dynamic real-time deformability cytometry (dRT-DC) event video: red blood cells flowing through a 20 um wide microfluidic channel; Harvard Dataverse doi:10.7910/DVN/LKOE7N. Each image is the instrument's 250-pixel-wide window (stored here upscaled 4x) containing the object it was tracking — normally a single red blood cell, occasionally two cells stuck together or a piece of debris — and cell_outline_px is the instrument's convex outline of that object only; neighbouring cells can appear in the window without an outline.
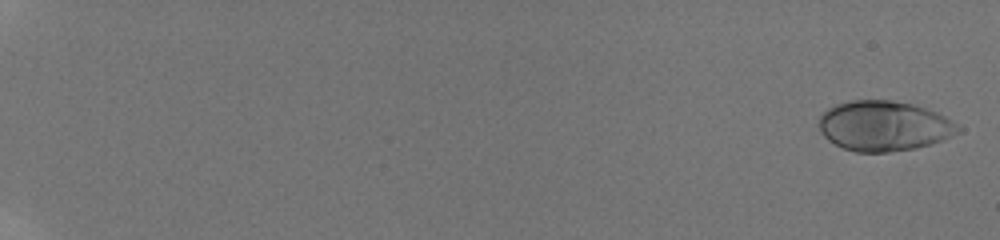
{"species": "human", "species_latin": "Homo sapiens", "temperature_condition": "room temperature", "stored_images_in_passage": 31, "camera_frame_rate_fps": 3000, "um_per_image_px": 0.085, "donor": {"sex": "male"}, "frame": {"image": 1, "passage_image": 1, "time_ms": 0.0, "image_size_px": [1000, 240], "cell_outline_px": [[964, 128], [960, 132], [952, 136], [916, 148], [888, 152], [856, 152], [844, 148], [828, 140], [820, 132], [820, 116], [828, 108], [836, 104], [852, 100], [892, 100], [912, 104], [936, 112], [944, 116]], "centroid_in_image_um": [75.14, 10.7], "position_along_channel_um": 9.9, "area_um2": 40.46}}
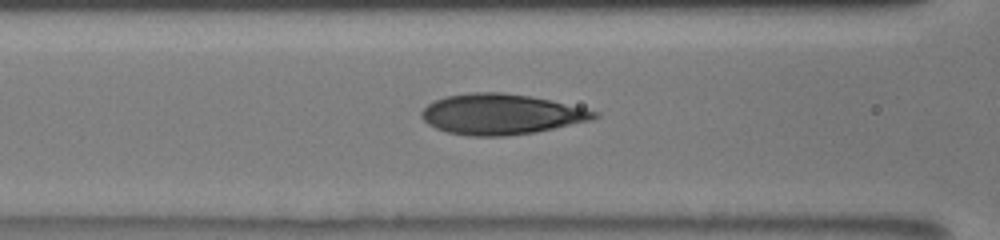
{"frame": {"image": 2, "passage_image": 27, "time_ms": 9.0, "image_size_px": [1000, 240], "cell_outline_px": [[600, 116], [592, 120], [536, 132], [504, 136], [468, 136], [448, 132], [436, 128], [428, 124], [420, 116], [420, 112], [428, 104], [444, 96], [472, 92], [500, 92], [528, 96], [552, 100], [600, 112]], "centroid_in_image_um": [42.6, 9.71], "position_along_channel_um": 124.0, "area_um2": 40.81}}
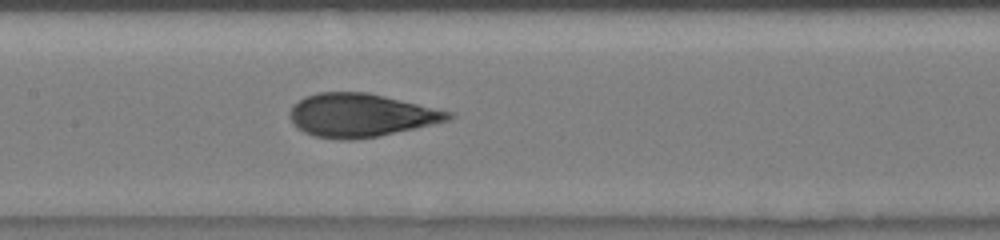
{"frame": {"image": 3, "passage_image": 31, "time_ms": 10.333, "image_size_px": [1000, 240], "cell_outline_px": [[456, 116], [452, 120], [380, 136], [352, 140], [340, 140], [312, 136], [304, 132], [292, 120], [292, 108], [304, 96], [320, 92], [368, 92], [452, 112]], "centroid_in_image_um": [30.73, 9.8], "position_along_channel_um": 176.7, "area_um2": 39.82}}